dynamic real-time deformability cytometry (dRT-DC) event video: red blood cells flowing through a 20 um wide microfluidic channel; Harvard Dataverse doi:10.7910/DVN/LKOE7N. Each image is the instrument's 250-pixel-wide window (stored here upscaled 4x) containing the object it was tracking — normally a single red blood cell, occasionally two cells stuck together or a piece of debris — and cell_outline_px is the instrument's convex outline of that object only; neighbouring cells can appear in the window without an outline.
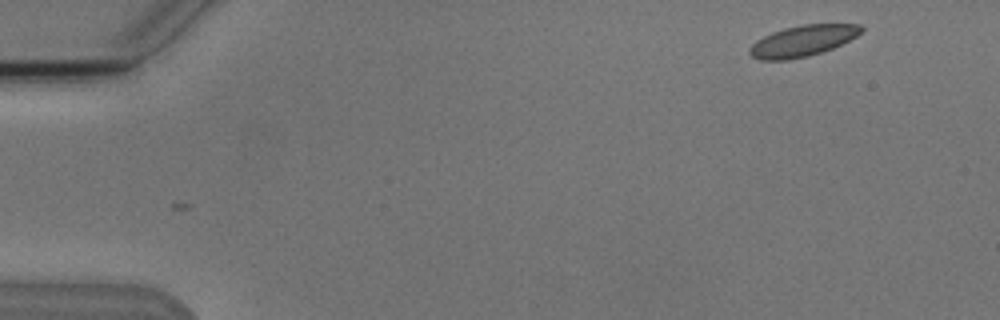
{"species": "Egyptian fruit bat (a non-hibernating species)", "species_latin": "Rousettus aegyptiacus", "temperature_condition": "cold", "stored_images_in_passage": 5, "camera_frame_rate_fps": 3000, "um_per_image_px": 0.085, "animal": {"sex": "male"}, "frame": {"image": 1, "passage_image": 1, "time_ms": 0.0, "image_size_px": [1000, 320], "cell_outline_px": [[864, 28], [856, 36], [832, 48], [808, 56], [788, 60], [760, 60], [752, 56], [748, 52], [748, 48], [756, 40], [772, 32], [784, 28], [800, 24], [860, 24]], "centroid_in_image_um": [68.18, 3.47], "position_along_channel_um": 16.8, "area_um2": 20.11}}
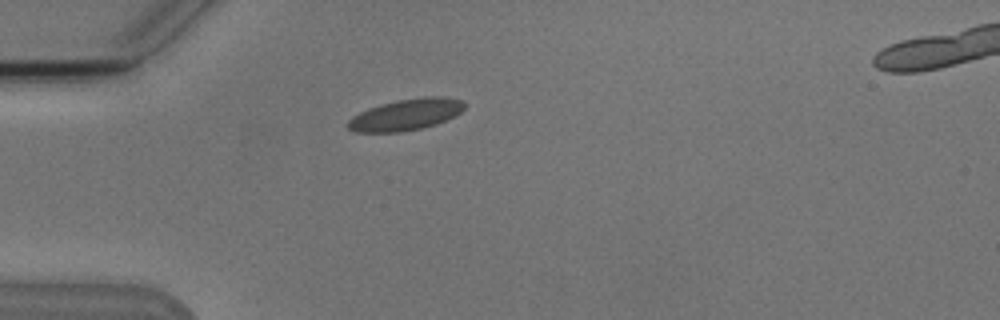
{"frame": {"image": 2, "passage_image": 4, "time_ms": 3.667, "image_size_px": [1000, 320], "cell_outline_px": [[464, 108], [460, 112], [436, 124], [420, 128], [400, 132], [356, 132], [348, 128], [348, 120], [352, 116], [368, 108], [380, 104], [396, 100], [424, 96], [440, 96], [460, 100], [464, 104]], "centroid_in_image_um": [34.46, 9.73], "position_along_channel_um": 50.5, "area_um2": 21.1}}